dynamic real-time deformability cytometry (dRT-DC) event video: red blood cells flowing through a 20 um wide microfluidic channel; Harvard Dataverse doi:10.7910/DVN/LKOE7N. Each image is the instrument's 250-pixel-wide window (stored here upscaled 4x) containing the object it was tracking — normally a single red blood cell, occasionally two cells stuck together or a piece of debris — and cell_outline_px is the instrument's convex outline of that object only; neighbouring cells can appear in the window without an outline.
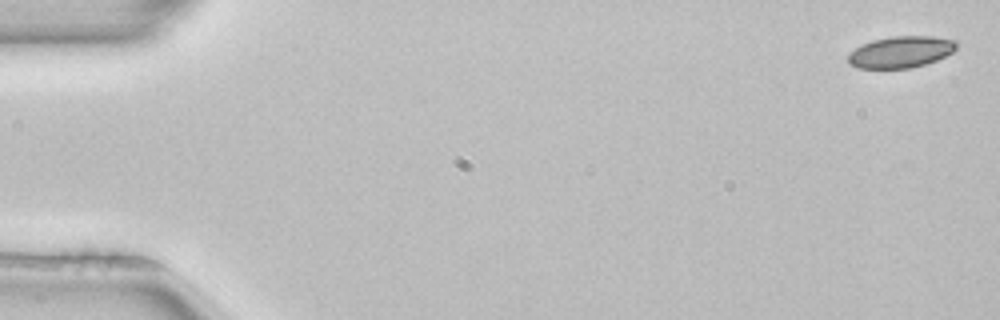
{"species": "common noctule bat (a hibernating species)", "species_latin": "Nyctalus noctula", "temperature_condition": "room temperature", "stored_images_in_passage": 4, "camera_frame_rate_fps": 3000, "um_per_image_px": 0.085, "animal": {"sex": "female", "body_mass_g": 22.7, "forearm_length_mm": 54.2}, "frame": {"image": 1, "passage_image": 1, "time_ms": 0.0, "image_size_px": [1000, 320], "cell_outline_px": [[960, 44], [952, 52], [936, 60], [912, 68], [856, 68], [848, 64], [848, 56], [856, 48], [872, 40], [892, 36], [932, 36], [956, 40]], "centroid_in_image_um": [76.59, 4.41], "position_along_channel_um": 8.4, "area_um2": 19.88}}